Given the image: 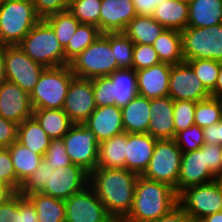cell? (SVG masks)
<instances>
[{
	"instance_id": "cell-1",
	"label": "cell",
	"mask_w": 222,
	"mask_h": 222,
	"mask_svg": "<svg viewBox=\"0 0 222 222\" xmlns=\"http://www.w3.org/2000/svg\"><path fill=\"white\" fill-rule=\"evenodd\" d=\"M139 175L127 169L96 167L89 185L112 217L125 218L131 211Z\"/></svg>"
},
{
	"instance_id": "cell-2",
	"label": "cell",
	"mask_w": 222,
	"mask_h": 222,
	"mask_svg": "<svg viewBox=\"0 0 222 222\" xmlns=\"http://www.w3.org/2000/svg\"><path fill=\"white\" fill-rule=\"evenodd\" d=\"M175 189L162 182L139 176L135 188L131 211L125 220L133 222H152L167 215L178 205Z\"/></svg>"
},
{
	"instance_id": "cell-3",
	"label": "cell",
	"mask_w": 222,
	"mask_h": 222,
	"mask_svg": "<svg viewBox=\"0 0 222 222\" xmlns=\"http://www.w3.org/2000/svg\"><path fill=\"white\" fill-rule=\"evenodd\" d=\"M40 20L32 0L0 3V45H18Z\"/></svg>"
},
{
	"instance_id": "cell-4",
	"label": "cell",
	"mask_w": 222,
	"mask_h": 222,
	"mask_svg": "<svg viewBox=\"0 0 222 222\" xmlns=\"http://www.w3.org/2000/svg\"><path fill=\"white\" fill-rule=\"evenodd\" d=\"M32 60L47 67L69 65L52 27L41 19L18 44Z\"/></svg>"
},
{
	"instance_id": "cell-5",
	"label": "cell",
	"mask_w": 222,
	"mask_h": 222,
	"mask_svg": "<svg viewBox=\"0 0 222 222\" xmlns=\"http://www.w3.org/2000/svg\"><path fill=\"white\" fill-rule=\"evenodd\" d=\"M74 76L69 65L45 68L30 94L32 109H62Z\"/></svg>"
},
{
	"instance_id": "cell-6",
	"label": "cell",
	"mask_w": 222,
	"mask_h": 222,
	"mask_svg": "<svg viewBox=\"0 0 222 222\" xmlns=\"http://www.w3.org/2000/svg\"><path fill=\"white\" fill-rule=\"evenodd\" d=\"M110 46V33L101 34L82 53L69 62L72 73L79 78L109 76L119 69Z\"/></svg>"
},
{
	"instance_id": "cell-7",
	"label": "cell",
	"mask_w": 222,
	"mask_h": 222,
	"mask_svg": "<svg viewBox=\"0 0 222 222\" xmlns=\"http://www.w3.org/2000/svg\"><path fill=\"white\" fill-rule=\"evenodd\" d=\"M184 61L212 59L222 62V23L210 27H186L180 31Z\"/></svg>"
},
{
	"instance_id": "cell-8",
	"label": "cell",
	"mask_w": 222,
	"mask_h": 222,
	"mask_svg": "<svg viewBox=\"0 0 222 222\" xmlns=\"http://www.w3.org/2000/svg\"><path fill=\"white\" fill-rule=\"evenodd\" d=\"M182 151L174 139L157 140L144 178L170 185L177 193Z\"/></svg>"
},
{
	"instance_id": "cell-9",
	"label": "cell",
	"mask_w": 222,
	"mask_h": 222,
	"mask_svg": "<svg viewBox=\"0 0 222 222\" xmlns=\"http://www.w3.org/2000/svg\"><path fill=\"white\" fill-rule=\"evenodd\" d=\"M178 205L193 218H204L222 211V180L195 185L178 194Z\"/></svg>"
},
{
	"instance_id": "cell-10",
	"label": "cell",
	"mask_w": 222,
	"mask_h": 222,
	"mask_svg": "<svg viewBox=\"0 0 222 222\" xmlns=\"http://www.w3.org/2000/svg\"><path fill=\"white\" fill-rule=\"evenodd\" d=\"M62 139L71 162L90 174L96 168L99 156L95 134L84 124H73Z\"/></svg>"
},
{
	"instance_id": "cell-11",
	"label": "cell",
	"mask_w": 222,
	"mask_h": 222,
	"mask_svg": "<svg viewBox=\"0 0 222 222\" xmlns=\"http://www.w3.org/2000/svg\"><path fill=\"white\" fill-rule=\"evenodd\" d=\"M4 61L7 80L30 95L46 67L32 60L18 45L4 46Z\"/></svg>"
},
{
	"instance_id": "cell-12",
	"label": "cell",
	"mask_w": 222,
	"mask_h": 222,
	"mask_svg": "<svg viewBox=\"0 0 222 222\" xmlns=\"http://www.w3.org/2000/svg\"><path fill=\"white\" fill-rule=\"evenodd\" d=\"M65 202V222H107L112 216L88 185Z\"/></svg>"
},
{
	"instance_id": "cell-13",
	"label": "cell",
	"mask_w": 222,
	"mask_h": 222,
	"mask_svg": "<svg viewBox=\"0 0 222 222\" xmlns=\"http://www.w3.org/2000/svg\"><path fill=\"white\" fill-rule=\"evenodd\" d=\"M47 181L41 193L65 200L89 185V173L73 163L57 169L49 166Z\"/></svg>"
},
{
	"instance_id": "cell-14",
	"label": "cell",
	"mask_w": 222,
	"mask_h": 222,
	"mask_svg": "<svg viewBox=\"0 0 222 222\" xmlns=\"http://www.w3.org/2000/svg\"><path fill=\"white\" fill-rule=\"evenodd\" d=\"M168 96L174 101L198 102L211 97V93L195 75L191 66L184 61L171 65Z\"/></svg>"
},
{
	"instance_id": "cell-15",
	"label": "cell",
	"mask_w": 222,
	"mask_h": 222,
	"mask_svg": "<svg viewBox=\"0 0 222 222\" xmlns=\"http://www.w3.org/2000/svg\"><path fill=\"white\" fill-rule=\"evenodd\" d=\"M62 109L74 124H83L96 109L92 79L74 76Z\"/></svg>"
},
{
	"instance_id": "cell-16",
	"label": "cell",
	"mask_w": 222,
	"mask_h": 222,
	"mask_svg": "<svg viewBox=\"0 0 222 222\" xmlns=\"http://www.w3.org/2000/svg\"><path fill=\"white\" fill-rule=\"evenodd\" d=\"M216 179L217 177L206 166L205 150L202 147L182 153L177 195L185 188L206 184Z\"/></svg>"
},
{
	"instance_id": "cell-17",
	"label": "cell",
	"mask_w": 222,
	"mask_h": 222,
	"mask_svg": "<svg viewBox=\"0 0 222 222\" xmlns=\"http://www.w3.org/2000/svg\"><path fill=\"white\" fill-rule=\"evenodd\" d=\"M32 114L30 95L16 84L5 82L0 87V116L19 125Z\"/></svg>"
},
{
	"instance_id": "cell-18",
	"label": "cell",
	"mask_w": 222,
	"mask_h": 222,
	"mask_svg": "<svg viewBox=\"0 0 222 222\" xmlns=\"http://www.w3.org/2000/svg\"><path fill=\"white\" fill-rule=\"evenodd\" d=\"M157 140L148 133H126L125 169L142 176L149 166Z\"/></svg>"
},
{
	"instance_id": "cell-19",
	"label": "cell",
	"mask_w": 222,
	"mask_h": 222,
	"mask_svg": "<svg viewBox=\"0 0 222 222\" xmlns=\"http://www.w3.org/2000/svg\"><path fill=\"white\" fill-rule=\"evenodd\" d=\"M136 15L132 0H101L99 30L102 34L123 32Z\"/></svg>"
},
{
	"instance_id": "cell-20",
	"label": "cell",
	"mask_w": 222,
	"mask_h": 222,
	"mask_svg": "<svg viewBox=\"0 0 222 222\" xmlns=\"http://www.w3.org/2000/svg\"><path fill=\"white\" fill-rule=\"evenodd\" d=\"M171 65H157L136 71L138 95L148 99L168 96Z\"/></svg>"
},
{
	"instance_id": "cell-21",
	"label": "cell",
	"mask_w": 222,
	"mask_h": 222,
	"mask_svg": "<svg viewBox=\"0 0 222 222\" xmlns=\"http://www.w3.org/2000/svg\"><path fill=\"white\" fill-rule=\"evenodd\" d=\"M83 124L95 134L99 143L124 132L122 111L116 105L96 107Z\"/></svg>"
},
{
	"instance_id": "cell-22",
	"label": "cell",
	"mask_w": 222,
	"mask_h": 222,
	"mask_svg": "<svg viewBox=\"0 0 222 222\" xmlns=\"http://www.w3.org/2000/svg\"><path fill=\"white\" fill-rule=\"evenodd\" d=\"M174 100L169 96L150 99V122L147 133L158 140L174 139Z\"/></svg>"
},
{
	"instance_id": "cell-23",
	"label": "cell",
	"mask_w": 222,
	"mask_h": 222,
	"mask_svg": "<svg viewBox=\"0 0 222 222\" xmlns=\"http://www.w3.org/2000/svg\"><path fill=\"white\" fill-rule=\"evenodd\" d=\"M126 133H147L150 122V99L137 95L121 108Z\"/></svg>"
},
{
	"instance_id": "cell-24",
	"label": "cell",
	"mask_w": 222,
	"mask_h": 222,
	"mask_svg": "<svg viewBox=\"0 0 222 222\" xmlns=\"http://www.w3.org/2000/svg\"><path fill=\"white\" fill-rule=\"evenodd\" d=\"M152 17L165 29L183 31L188 25L189 4L178 0L162 1L155 7Z\"/></svg>"
},
{
	"instance_id": "cell-25",
	"label": "cell",
	"mask_w": 222,
	"mask_h": 222,
	"mask_svg": "<svg viewBox=\"0 0 222 222\" xmlns=\"http://www.w3.org/2000/svg\"><path fill=\"white\" fill-rule=\"evenodd\" d=\"M187 27H210L222 23V0H191Z\"/></svg>"
},
{
	"instance_id": "cell-26",
	"label": "cell",
	"mask_w": 222,
	"mask_h": 222,
	"mask_svg": "<svg viewBox=\"0 0 222 222\" xmlns=\"http://www.w3.org/2000/svg\"><path fill=\"white\" fill-rule=\"evenodd\" d=\"M8 149L16 174V192H18L21 183L37 170L43 156L32 152L18 141H15Z\"/></svg>"
},
{
	"instance_id": "cell-27",
	"label": "cell",
	"mask_w": 222,
	"mask_h": 222,
	"mask_svg": "<svg viewBox=\"0 0 222 222\" xmlns=\"http://www.w3.org/2000/svg\"><path fill=\"white\" fill-rule=\"evenodd\" d=\"M109 77L112 80V98L119 108L126 106L138 95L136 71L133 68L117 69Z\"/></svg>"
},
{
	"instance_id": "cell-28",
	"label": "cell",
	"mask_w": 222,
	"mask_h": 222,
	"mask_svg": "<svg viewBox=\"0 0 222 222\" xmlns=\"http://www.w3.org/2000/svg\"><path fill=\"white\" fill-rule=\"evenodd\" d=\"M165 28L153 19L152 16L136 15L126 26L123 33L129 37L134 44L153 45L154 41Z\"/></svg>"
},
{
	"instance_id": "cell-29",
	"label": "cell",
	"mask_w": 222,
	"mask_h": 222,
	"mask_svg": "<svg viewBox=\"0 0 222 222\" xmlns=\"http://www.w3.org/2000/svg\"><path fill=\"white\" fill-rule=\"evenodd\" d=\"M32 116L51 140L63 138L74 124L63 109H35Z\"/></svg>"
},
{
	"instance_id": "cell-30",
	"label": "cell",
	"mask_w": 222,
	"mask_h": 222,
	"mask_svg": "<svg viewBox=\"0 0 222 222\" xmlns=\"http://www.w3.org/2000/svg\"><path fill=\"white\" fill-rule=\"evenodd\" d=\"M126 132L99 143L96 167L125 169Z\"/></svg>"
},
{
	"instance_id": "cell-31",
	"label": "cell",
	"mask_w": 222,
	"mask_h": 222,
	"mask_svg": "<svg viewBox=\"0 0 222 222\" xmlns=\"http://www.w3.org/2000/svg\"><path fill=\"white\" fill-rule=\"evenodd\" d=\"M17 141L32 152L44 156L51 139L32 116L18 125Z\"/></svg>"
},
{
	"instance_id": "cell-32",
	"label": "cell",
	"mask_w": 222,
	"mask_h": 222,
	"mask_svg": "<svg viewBox=\"0 0 222 222\" xmlns=\"http://www.w3.org/2000/svg\"><path fill=\"white\" fill-rule=\"evenodd\" d=\"M161 63L177 65L184 62L181 33L174 29H165L153 44Z\"/></svg>"
},
{
	"instance_id": "cell-33",
	"label": "cell",
	"mask_w": 222,
	"mask_h": 222,
	"mask_svg": "<svg viewBox=\"0 0 222 222\" xmlns=\"http://www.w3.org/2000/svg\"><path fill=\"white\" fill-rule=\"evenodd\" d=\"M35 207L39 222H65V202L43 193L26 197Z\"/></svg>"
},
{
	"instance_id": "cell-34",
	"label": "cell",
	"mask_w": 222,
	"mask_h": 222,
	"mask_svg": "<svg viewBox=\"0 0 222 222\" xmlns=\"http://www.w3.org/2000/svg\"><path fill=\"white\" fill-rule=\"evenodd\" d=\"M102 33L97 26L91 24H80L69 43L64 48L65 58L68 62L82 53Z\"/></svg>"
},
{
	"instance_id": "cell-35",
	"label": "cell",
	"mask_w": 222,
	"mask_h": 222,
	"mask_svg": "<svg viewBox=\"0 0 222 222\" xmlns=\"http://www.w3.org/2000/svg\"><path fill=\"white\" fill-rule=\"evenodd\" d=\"M44 20L52 27L63 48L67 46L69 40L81 24L69 10L52 14Z\"/></svg>"
},
{
	"instance_id": "cell-36",
	"label": "cell",
	"mask_w": 222,
	"mask_h": 222,
	"mask_svg": "<svg viewBox=\"0 0 222 222\" xmlns=\"http://www.w3.org/2000/svg\"><path fill=\"white\" fill-rule=\"evenodd\" d=\"M110 46L119 69L133 68L134 42L123 32L110 33Z\"/></svg>"
},
{
	"instance_id": "cell-37",
	"label": "cell",
	"mask_w": 222,
	"mask_h": 222,
	"mask_svg": "<svg viewBox=\"0 0 222 222\" xmlns=\"http://www.w3.org/2000/svg\"><path fill=\"white\" fill-rule=\"evenodd\" d=\"M68 10L81 24L99 28L101 0H74L69 3Z\"/></svg>"
},
{
	"instance_id": "cell-38",
	"label": "cell",
	"mask_w": 222,
	"mask_h": 222,
	"mask_svg": "<svg viewBox=\"0 0 222 222\" xmlns=\"http://www.w3.org/2000/svg\"><path fill=\"white\" fill-rule=\"evenodd\" d=\"M186 62L191 66L204 87L211 92L216 86L222 62L212 59L187 60Z\"/></svg>"
},
{
	"instance_id": "cell-39",
	"label": "cell",
	"mask_w": 222,
	"mask_h": 222,
	"mask_svg": "<svg viewBox=\"0 0 222 222\" xmlns=\"http://www.w3.org/2000/svg\"><path fill=\"white\" fill-rule=\"evenodd\" d=\"M222 119L221 104L216 97L198 101L195 109V125L206 128Z\"/></svg>"
},
{
	"instance_id": "cell-40",
	"label": "cell",
	"mask_w": 222,
	"mask_h": 222,
	"mask_svg": "<svg viewBox=\"0 0 222 222\" xmlns=\"http://www.w3.org/2000/svg\"><path fill=\"white\" fill-rule=\"evenodd\" d=\"M49 166L44 159L41 160L37 170L21 183L18 193L24 197L41 193L47 185Z\"/></svg>"
},
{
	"instance_id": "cell-41",
	"label": "cell",
	"mask_w": 222,
	"mask_h": 222,
	"mask_svg": "<svg viewBox=\"0 0 222 222\" xmlns=\"http://www.w3.org/2000/svg\"><path fill=\"white\" fill-rule=\"evenodd\" d=\"M196 103L190 100L174 101V138L178 132L195 125Z\"/></svg>"
},
{
	"instance_id": "cell-42",
	"label": "cell",
	"mask_w": 222,
	"mask_h": 222,
	"mask_svg": "<svg viewBox=\"0 0 222 222\" xmlns=\"http://www.w3.org/2000/svg\"><path fill=\"white\" fill-rule=\"evenodd\" d=\"M182 153L199 149L204 144L203 128L192 125L185 130L178 132L174 138Z\"/></svg>"
},
{
	"instance_id": "cell-43",
	"label": "cell",
	"mask_w": 222,
	"mask_h": 222,
	"mask_svg": "<svg viewBox=\"0 0 222 222\" xmlns=\"http://www.w3.org/2000/svg\"><path fill=\"white\" fill-rule=\"evenodd\" d=\"M161 63L153 45L134 44L133 69L135 71Z\"/></svg>"
},
{
	"instance_id": "cell-44",
	"label": "cell",
	"mask_w": 222,
	"mask_h": 222,
	"mask_svg": "<svg viewBox=\"0 0 222 222\" xmlns=\"http://www.w3.org/2000/svg\"><path fill=\"white\" fill-rule=\"evenodd\" d=\"M43 159L46 161L47 165L51 166L53 169L72 164L62 138L51 140L50 146L47 148Z\"/></svg>"
},
{
	"instance_id": "cell-45",
	"label": "cell",
	"mask_w": 222,
	"mask_h": 222,
	"mask_svg": "<svg viewBox=\"0 0 222 222\" xmlns=\"http://www.w3.org/2000/svg\"><path fill=\"white\" fill-rule=\"evenodd\" d=\"M96 107L115 105L112 98V80L109 76H101L92 79Z\"/></svg>"
},
{
	"instance_id": "cell-46",
	"label": "cell",
	"mask_w": 222,
	"mask_h": 222,
	"mask_svg": "<svg viewBox=\"0 0 222 222\" xmlns=\"http://www.w3.org/2000/svg\"><path fill=\"white\" fill-rule=\"evenodd\" d=\"M0 181L16 192V174L8 148H0Z\"/></svg>"
},
{
	"instance_id": "cell-47",
	"label": "cell",
	"mask_w": 222,
	"mask_h": 222,
	"mask_svg": "<svg viewBox=\"0 0 222 222\" xmlns=\"http://www.w3.org/2000/svg\"><path fill=\"white\" fill-rule=\"evenodd\" d=\"M0 222H21L20 194L18 192H14L0 204Z\"/></svg>"
},
{
	"instance_id": "cell-48",
	"label": "cell",
	"mask_w": 222,
	"mask_h": 222,
	"mask_svg": "<svg viewBox=\"0 0 222 222\" xmlns=\"http://www.w3.org/2000/svg\"><path fill=\"white\" fill-rule=\"evenodd\" d=\"M37 15L41 19L68 10L67 0H32Z\"/></svg>"
},
{
	"instance_id": "cell-49",
	"label": "cell",
	"mask_w": 222,
	"mask_h": 222,
	"mask_svg": "<svg viewBox=\"0 0 222 222\" xmlns=\"http://www.w3.org/2000/svg\"><path fill=\"white\" fill-rule=\"evenodd\" d=\"M201 147L205 150L206 166L217 177V179H220L222 146L204 143Z\"/></svg>"
},
{
	"instance_id": "cell-50",
	"label": "cell",
	"mask_w": 222,
	"mask_h": 222,
	"mask_svg": "<svg viewBox=\"0 0 222 222\" xmlns=\"http://www.w3.org/2000/svg\"><path fill=\"white\" fill-rule=\"evenodd\" d=\"M18 124L0 116V148H8L17 141Z\"/></svg>"
},
{
	"instance_id": "cell-51",
	"label": "cell",
	"mask_w": 222,
	"mask_h": 222,
	"mask_svg": "<svg viewBox=\"0 0 222 222\" xmlns=\"http://www.w3.org/2000/svg\"><path fill=\"white\" fill-rule=\"evenodd\" d=\"M20 221L39 222L35 207L26 197L22 195H20Z\"/></svg>"
},
{
	"instance_id": "cell-52",
	"label": "cell",
	"mask_w": 222,
	"mask_h": 222,
	"mask_svg": "<svg viewBox=\"0 0 222 222\" xmlns=\"http://www.w3.org/2000/svg\"><path fill=\"white\" fill-rule=\"evenodd\" d=\"M204 143L222 146V119L203 129Z\"/></svg>"
},
{
	"instance_id": "cell-53",
	"label": "cell",
	"mask_w": 222,
	"mask_h": 222,
	"mask_svg": "<svg viewBox=\"0 0 222 222\" xmlns=\"http://www.w3.org/2000/svg\"><path fill=\"white\" fill-rule=\"evenodd\" d=\"M135 11L137 15H147L152 16L155 10V7L160 4L162 1L167 0H132Z\"/></svg>"
},
{
	"instance_id": "cell-54",
	"label": "cell",
	"mask_w": 222,
	"mask_h": 222,
	"mask_svg": "<svg viewBox=\"0 0 222 222\" xmlns=\"http://www.w3.org/2000/svg\"><path fill=\"white\" fill-rule=\"evenodd\" d=\"M190 216L177 205L167 215L161 216L152 222H188Z\"/></svg>"
},
{
	"instance_id": "cell-55",
	"label": "cell",
	"mask_w": 222,
	"mask_h": 222,
	"mask_svg": "<svg viewBox=\"0 0 222 222\" xmlns=\"http://www.w3.org/2000/svg\"><path fill=\"white\" fill-rule=\"evenodd\" d=\"M7 81L4 61V45H0V87Z\"/></svg>"
},
{
	"instance_id": "cell-56",
	"label": "cell",
	"mask_w": 222,
	"mask_h": 222,
	"mask_svg": "<svg viewBox=\"0 0 222 222\" xmlns=\"http://www.w3.org/2000/svg\"><path fill=\"white\" fill-rule=\"evenodd\" d=\"M13 193L14 191L8 185L0 181V204L8 199Z\"/></svg>"
},
{
	"instance_id": "cell-57",
	"label": "cell",
	"mask_w": 222,
	"mask_h": 222,
	"mask_svg": "<svg viewBox=\"0 0 222 222\" xmlns=\"http://www.w3.org/2000/svg\"><path fill=\"white\" fill-rule=\"evenodd\" d=\"M210 93L212 97L216 98L222 95V63L219 69L216 86Z\"/></svg>"
},
{
	"instance_id": "cell-58",
	"label": "cell",
	"mask_w": 222,
	"mask_h": 222,
	"mask_svg": "<svg viewBox=\"0 0 222 222\" xmlns=\"http://www.w3.org/2000/svg\"><path fill=\"white\" fill-rule=\"evenodd\" d=\"M203 220L205 222H222V211H219L217 213H213L212 215L204 217Z\"/></svg>"
},
{
	"instance_id": "cell-59",
	"label": "cell",
	"mask_w": 222,
	"mask_h": 222,
	"mask_svg": "<svg viewBox=\"0 0 222 222\" xmlns=\"http://www.w3.org/2000/svg\"><path fill=\"white\" fill-rule=\"evenodd\" d=\"M107 222H126L125 218L121 217H112Z\"/></svg>"
},
{
	"instance_id": "cell-60",
	"label": "cell",
	"mask_w": 222,
	"mask_h": 222,
	"mask_svg": "<svg viewBox=\"0 0 222 222\" xmlns=\"http://www.w3.org/2000/svg\"><path fill=\"white\" fill-rule=\"evenodd\" d=\"M188 222H205L202 218L189 217Z\"/></svg>"
},
{
	"instance_id": "cell-61",
	"label": "cell",
	"mask_w": 222,
	"mask_h": 222,
	"mask_svg": "<svg viewBox=\"0 0 222 222\" xmlns=\"http://www.w3.org/2000/svg\"><path fill=\"white\" fill-rule=\"evenodd\" d=\"M221 163H220V180H222V153H221Z\"/></svg>"
},
{
	"instance_id": "cell-62",
	"label": "cell",
	"mask_w": 222,
	"mask_h": 222,
	"mask_svg": "<svg viewBox=\"0 0 222 222\" xmlns=\"http://www.w3.org/2000/svg\"><path fill=\"white\" fill-rule=\"evenodd\" d=\"M217 99H218V101L220 102V104H221V109H222V95L219 96V97H217Z\"/></svg>"
},
{
	"instance_id": "cell-63",
	"label": "cell",
	"mask_w": 222,
	"mask_h": 222,
	"mask_svg": "<svg viewBox=\"0 0 222 222\" xmlns=\"http://www.w3.org/2000/svg\"><path fill=\"white\" fill-rule=\"evenodd\" d=\"M178 1L189 3L191 0H178Z\"/></svg>"
},
{
	"instance_id": "cell-64",
	"label": "cell",
	"mask_w": 222,
	"mask_h": 222,
	"mask_svg": "<svg viewBox=\"0 0 222 222\" xmlns=\"http://www.w3.org/2000/svg\"><path fill=\"white\" fill-rule=\"evenodd\" d=\"M5 1H11V0H0V3L5 2Z\"/></svg>"
},
{
	"instance_id": "cell-65",
	"label": "cell",
	"mask_w": 222,
	"mask_h": 222,
	"mask_svg": "<svg viewBox=\"0 0 222 222\" xmlns=\"http://www.w3.org/2000/svg\"><path fill=\"white\" fill-rule=\"evenodd\" d=\"M72 1H74V0H67L68 4L71 3Z\"/></svg>"
}]
</instances>
